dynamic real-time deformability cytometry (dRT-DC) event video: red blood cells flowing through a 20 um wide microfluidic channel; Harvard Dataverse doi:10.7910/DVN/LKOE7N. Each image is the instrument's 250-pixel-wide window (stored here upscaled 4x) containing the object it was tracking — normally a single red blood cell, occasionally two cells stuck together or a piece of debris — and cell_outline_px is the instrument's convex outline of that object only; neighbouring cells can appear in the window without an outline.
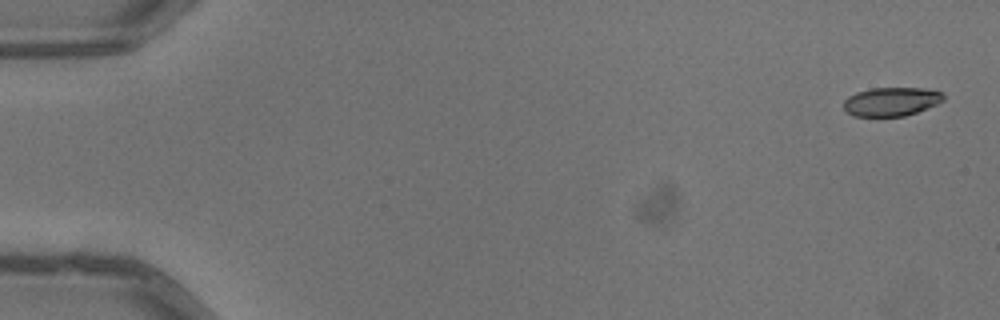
{"species": "common noctule bat (a hibernating species)", "species_latin": "Nyctalus noctula", "temperature_condition": "warm", "stored_images_in_passage": 5, "camera_frame_rate_fps": 3000, "um_per_image_px": 0.085, "animal": {"sex": "male", "body_mass_g": 13.3}, "frame": {"image": 1, "passage_image": 1, "time_ms": 0.0, "image_size_px": [1000, 320], "cell_outline_px": [[944, 100], [936, 104], [916, 112], [904, 116], [852, 116], [844, 108], [844, 100], [848, 96], [856, 92], [872, 88], [924, 88], [940, 92], [944, 96]], "centroid_in_image_um": [75.73, 8.63], "position_along_channel_um": 9.3, "area_um2": 16.59}}
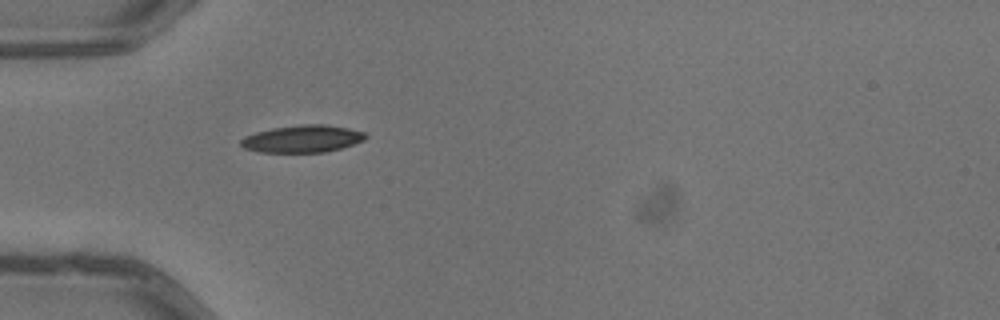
{"frame": {"image": 2, "passage_image": 5, "time_ms": 1.333, "image_size_px": [1000, 320], "cell_outline_px": [[368, 136], [364, 140], [340, 148], [324, 152], [260, 152], [244, 148], [240, 144], [240, 140], [244, 136], [256, 132], [272, 128], [300, 124], [328, 124], [348, 128], [364, 132]], "centroid_in_image_um": [25.7, 11.79], "position_along_channel_um": 59.3, "area_um2": 19.83}}